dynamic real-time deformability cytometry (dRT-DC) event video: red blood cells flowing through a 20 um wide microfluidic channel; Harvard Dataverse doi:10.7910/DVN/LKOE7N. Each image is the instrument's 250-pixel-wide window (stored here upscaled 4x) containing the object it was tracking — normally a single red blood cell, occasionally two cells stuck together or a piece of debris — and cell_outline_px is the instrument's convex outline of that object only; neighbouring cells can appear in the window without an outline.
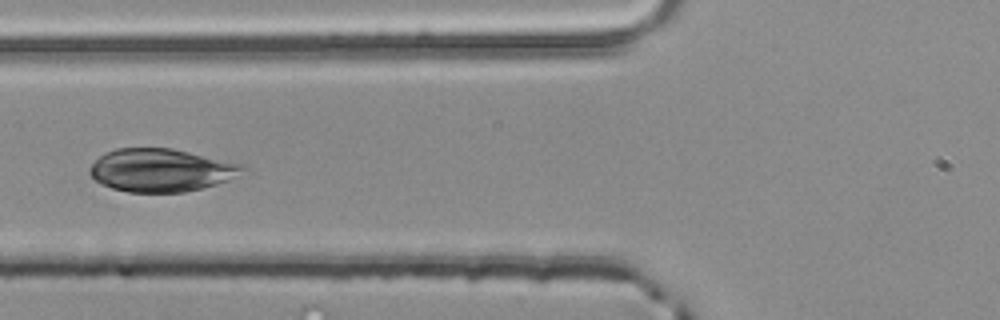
{"species": "common noctule bat (a hibernating species)", "species_latin": "Nyctalus noctula", "temperature_condition": "room temperature", "stored_images_in_passage": 5, "camera_frame_rate_fps": 3000, "um_per_image_px": 0.085, "animal": {"sex": "male", "body_mass_g": 20.4}, "frame": {"image": 1, "passage_image": 5, "time_ms": 1.333, "image_size_px": [1000, 320], "cell_outline_px": [[244, 168], [228, 180], [216, 184], [184, 192], [128, 192], [112, 188], [100, 184], [88, 172], [92, 164], [100, 156], [116, 148], [172, 148], [244, 164]], "centroid_in_image_um": [13.65, 14.46], "position_along_channel_um": 112.2, "area_um2": 37.86}}